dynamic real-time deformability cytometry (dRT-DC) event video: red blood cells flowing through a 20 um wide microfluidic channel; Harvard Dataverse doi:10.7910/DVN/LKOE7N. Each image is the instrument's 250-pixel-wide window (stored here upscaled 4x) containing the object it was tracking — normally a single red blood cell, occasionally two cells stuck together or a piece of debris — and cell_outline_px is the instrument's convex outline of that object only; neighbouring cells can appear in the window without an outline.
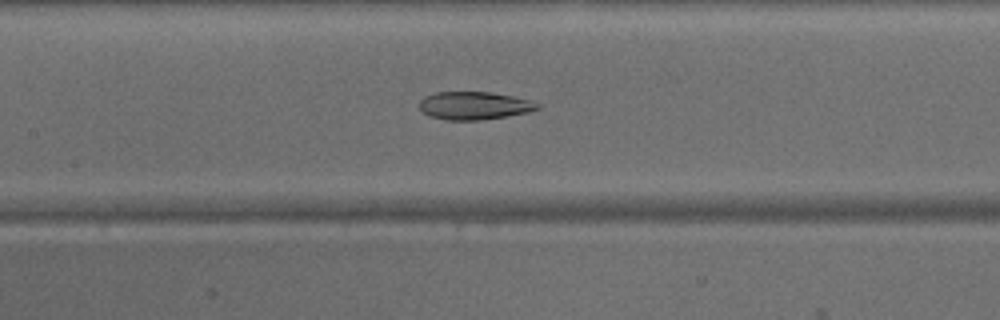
{"species": "common noctule bat (a hibernating species)", "species_latin": "Nyctalus noctula", "temperature_condition": "warm", "stored_images_in_passage": 47, "camera_frame_rate_fps": 3000, "um_per_image_px": 0.085, "animal": {"sex": "male", "body_mass_g": 15.6}, "frame": {"image": 1, "passage_image": 22, "time_ms": 7.0, "image_size_px": [1000, 320], "cell_outline_px": [[540, 108], [528, 112], [480, 120], [444, 120], [428, 116], [420, 108], [420, 100], [424, 96], [436, 92], [492, 92], [512, 96], [528, 100], [540, 104]], "centroid_in_image_um": [40.27, 8.98], "position_along_channel_um": 167.1, "area_um2": 19.13}}
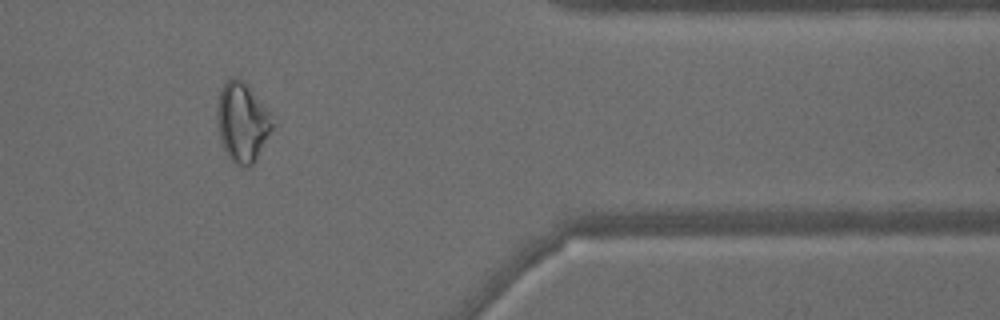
{"frame": {"image": 2, "passage_image": 39, "time_ms": 12.667, "image_size_px": [1000, 320], "cell_outline_px": [[276, 124], [256, 160], [248, 168], [236, 164], [228, 156], [220, 140], [216, 116], [216, 112], [220, 92], [224, 84], [232, 76], [236, 76], [248, 88], [272, 116]], "centroid_in_image_um": [20.6, 10.44], "position_along_channel_um": 390.8, "area_um2": 25.32}}
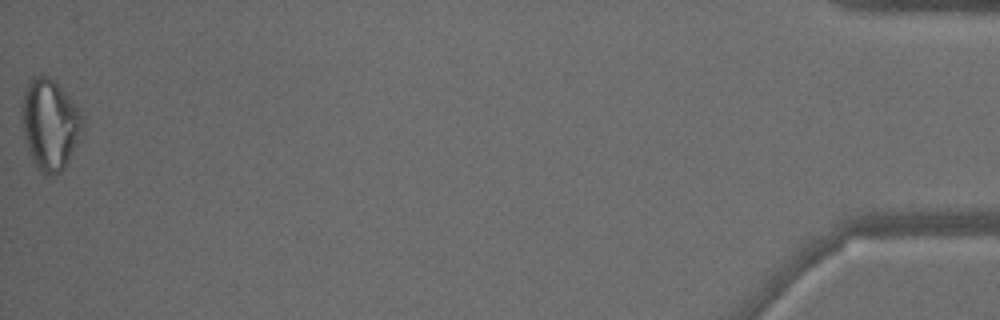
{"frame": {"image": 3, "passage_image": 47, "time_ms": 15.333, "image_size_px": [1000, 320], "cell_outline_px": [[84, 128], [64, 168], [60, 172], [52, 176], [44, 176], [36, 168], [24, 140], [20, 108], [20, 104], [24, 92], [28, 84], [40, 72], [44, 72], [56, 80], [80, 112], [84, 120]], "centroid_in_image_um": [4.21, 10.55], "position_along_channel_um": 431.0, "area_um2": 32.6}}